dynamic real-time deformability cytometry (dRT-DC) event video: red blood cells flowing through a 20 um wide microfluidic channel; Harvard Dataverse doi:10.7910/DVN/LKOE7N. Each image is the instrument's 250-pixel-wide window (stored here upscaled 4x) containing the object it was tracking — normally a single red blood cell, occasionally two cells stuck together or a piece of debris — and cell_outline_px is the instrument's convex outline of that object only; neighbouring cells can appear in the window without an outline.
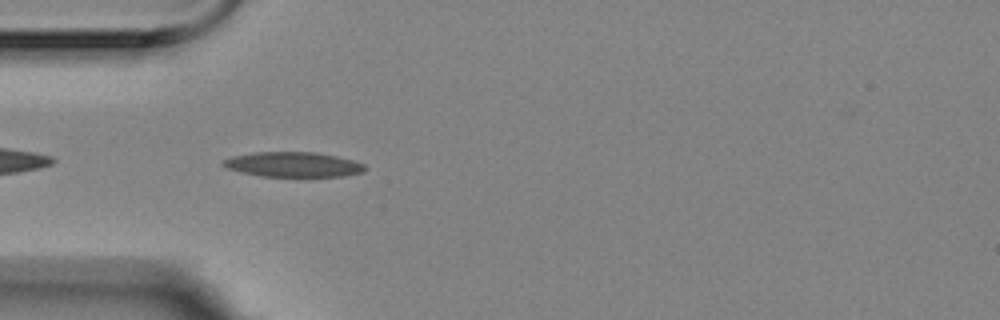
{"species": "Egyptian fruit bat (a non-hibernating species)", "species_latin": "Rousettus aegyptiacus", "temperature_condition": "room temperature", "stored_images_in_passage": 35, "camera_frame_rate_fps": 3000, "um_per_image_px": 0.085, "animal": {"sex": "female"}, "frame": {"image": 1, "passage_image": 3, "time_ms": 0.667, "image_size_px": [1000, 320], "cell_outline_px": [[368, 168], [364, 172], [344, 176], [260, 176], [228, 168], [220, 164], [224, 160], [232, 156], [256, 152], [316, 152], [336, 156], [352, 160], [364, 164]], "centroid_in_image_um": [24.96, 13.98], "position_along_channel_um": 60.0, "area_um2": 20.46}}
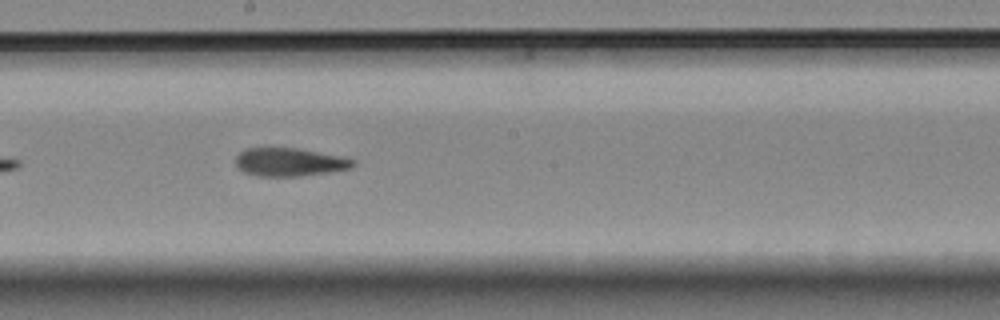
{"frame": {"image": 2, "passage_image": 17, "time_ms": 5.333, "image_size_px": [1000, 320], "cell_outline_px": [[356, 164], [352, 168], [328, 172], [300, 176], [256, 176], [244, 172], [236, 168], [236, 156], [244, 148], [296, 148], [340, 156], [352, 160]], "centroid_in_image_um": [24.56, 13.78], "position_along_channel_um": 223.6, "area_um2": 19.25}}
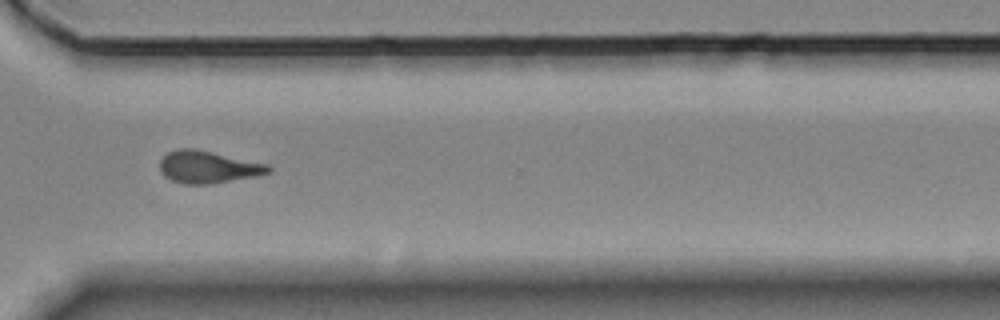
{"frame": {"image": 3, "passage_image": 28, "time_ms": 9.0, "image_size_px": [1000, 320], "cell_outline_px": [[272, 172], [256, 176], [212, 184], [184, 184], [172, 180], [164, 176], [160, 172], [160, 160], [168, 152], [176, 148], [192, 148], [268, 164], [272, 168]], "centroid_in_image_um": [17.67, 14.2], "position_along_channel_um": 352.9, "area_um2": 20.4}, "authors_computed_cell_mechanics": {"area_um2": 19.5942, "velocity_mm_per_s": 3.5264, "shape_relaxation_time_tau1_ms": null, "shape_relaxation_time_tau2_ms": 4.7449, "deformation_change_tau1": null, "deformation_change_tau2": 0.1295}}